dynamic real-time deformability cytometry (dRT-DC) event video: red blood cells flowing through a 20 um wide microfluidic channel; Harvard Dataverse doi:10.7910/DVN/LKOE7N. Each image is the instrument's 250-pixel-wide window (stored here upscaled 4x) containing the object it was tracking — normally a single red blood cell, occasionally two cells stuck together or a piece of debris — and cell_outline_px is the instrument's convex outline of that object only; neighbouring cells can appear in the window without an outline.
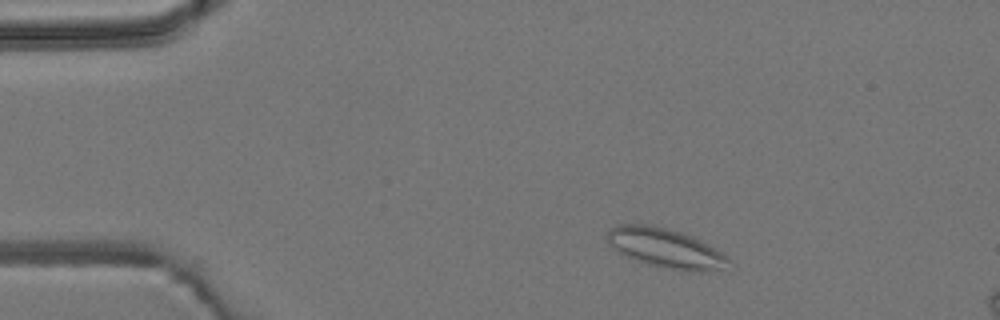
{"species": "common noctule bat (a hibernating species)", "species_latin": "Nyctalus noctula", "temperature_condition": "room temperature", "stored_images_in_passage": 4, "camera_frame_rate_fps": 3000, "um_per_image_px": 0.085, "animal": {"sex": "male", "body_mass_g": 19.2, "forearm_length_mm": 51.8}, "frame": {"image": 1, "passage_image": 2, "time_ms": 1.0, "image_size_px": [1000, 320], "cell_outline_px": [[728, 260], [720, 268], [696, 272], [680, 272], [648, 264], [636, 260], [616, 252], [608, 244], [604, 236], [608, 228], [616, 224], [644, 224], [664, 228], [680, 232], [692, 236], [728, 256]], "centroid_in_image_um": [56.44, 21.08], "position_along_channel_um": 28.6, "area_um2": 27.86}}